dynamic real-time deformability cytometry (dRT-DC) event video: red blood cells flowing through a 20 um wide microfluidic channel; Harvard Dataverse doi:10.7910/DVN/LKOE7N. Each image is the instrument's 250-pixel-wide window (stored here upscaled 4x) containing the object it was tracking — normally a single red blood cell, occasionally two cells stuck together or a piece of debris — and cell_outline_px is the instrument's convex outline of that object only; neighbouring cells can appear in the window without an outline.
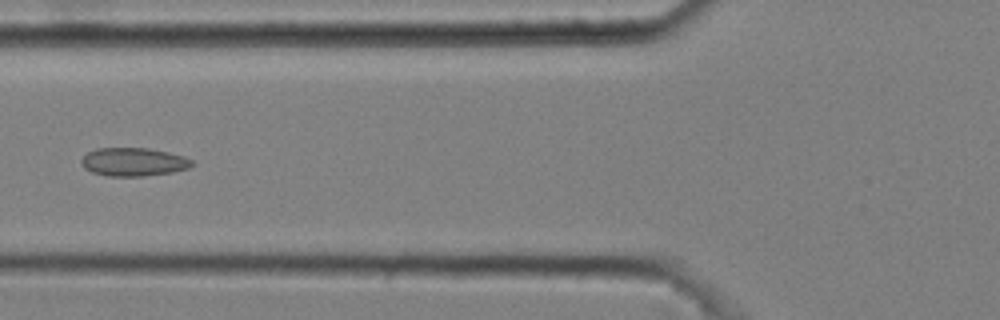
{"species": "common noctule bat (a hibernating species)", "species_latin": "Nyctalus noctula", "temperature_condition": "cold", "stored_images_in_passage": 5, "camera_frame_rate_fps": 3000, "um_per_image_px": 0.085, "animal": {"sex": "male", "body_mass_g": 20.4}, "frame": {"image": 1, "passage_image": 5, "time_ms": 1.333, "image_size_px": [1000, 320], "cell_outline_px": [[196, 164], [188, 168], [172, 172], [140, 176], [108, 176], [92, 172], [84, 168], [80, 164], [80, 160], [88, 152], [96, 148], [148, 148], [168, 152], [184, 156], [192, 160]], "centroid_in_image_um": [11.34, 13.76], "position_along_channel_um": 114.5, "area_um2": 18.32}}